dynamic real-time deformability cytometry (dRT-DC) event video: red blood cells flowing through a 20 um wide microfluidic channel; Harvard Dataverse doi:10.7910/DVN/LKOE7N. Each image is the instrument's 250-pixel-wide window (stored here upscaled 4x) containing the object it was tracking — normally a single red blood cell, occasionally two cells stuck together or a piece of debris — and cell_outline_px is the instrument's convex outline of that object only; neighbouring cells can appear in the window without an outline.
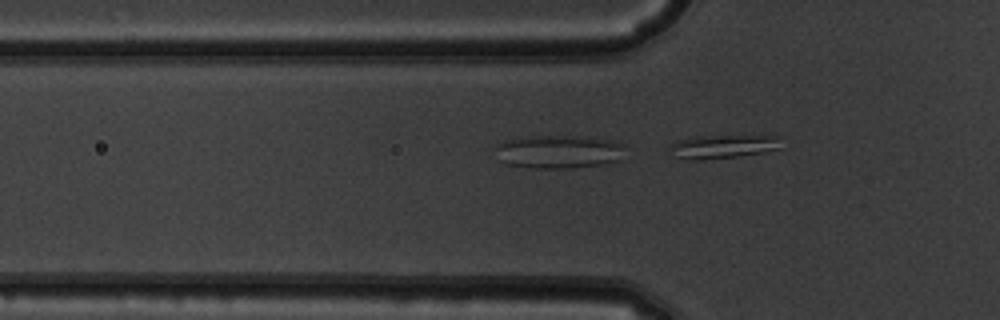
{"species": "common noctule bat (a hibernating species)", "species_latin": "Nyctalus noctula", "temperature_condition": "warm", "stored_images_in_passage": 36, "camera_frame_rate_fps": 3000, "um_per_image_px": 0.085, "animal": {"sex": "male", "body_mass_g": 19.5, "forearm_length_mm": 54.6}, "frame": {"image": 1, "passage_image": 2, "time_ms": 0.333, "image_size_px": [1000, 320], "cell_outline_px": [[784, 148], [764, 152], [740, 156], [704, 160], [688, 160], [672, 156], [668, 148], [668, 144], [692, 136], [780, 136]], "centroid_in_image_um": [61.44, 12.47], "position_along_channel_um": 64.4, "area_um2": 15.78}}
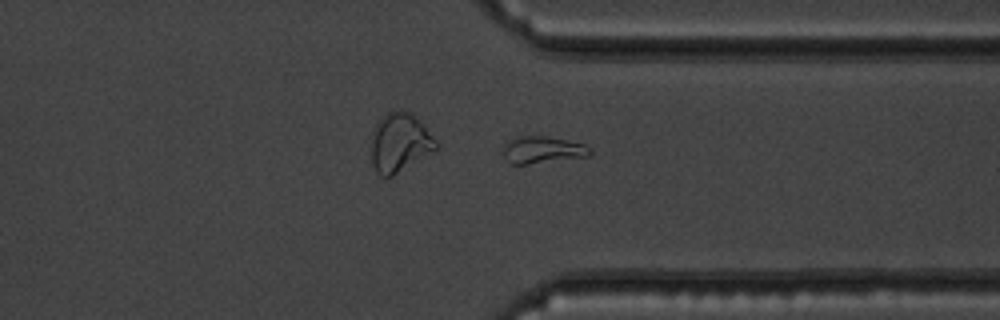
{"frame": {"image": 2, "passage_image": 25, "time_ms": 8.0, "image_size_px": [1000, 320], "cell_outline_px": [[592, 152], [588, 156], [528, 164], [508, 164], [504, 156], [504, 144], [520, 136], [548, 136], [584, 144], [592, 148]], "centroid_in_image_um": [46.13, 12.74], "position_along_channel_um": 365.3, "area_um2": 13.58}, "authors_computed_cell_mechanics": {"area_um2": 12.1958, "velocity_mm_per_s": 3.9474, "shape_relaxation_time_tau1_ms": 8.1992, "shape_relaxation_time_tau2_ms": 6.016, "deformation_change_tau1": 0.2645, "deformation_change_tau2": 0.1673}}